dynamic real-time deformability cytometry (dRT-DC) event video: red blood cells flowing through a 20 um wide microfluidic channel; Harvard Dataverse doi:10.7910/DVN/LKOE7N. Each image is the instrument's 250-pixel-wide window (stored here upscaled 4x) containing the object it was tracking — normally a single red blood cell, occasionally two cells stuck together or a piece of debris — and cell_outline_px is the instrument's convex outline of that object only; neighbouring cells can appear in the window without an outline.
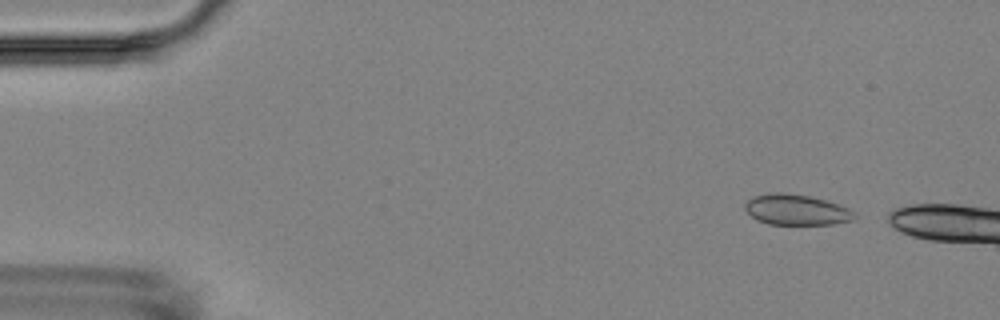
{"species": "Egyptian fruit bat (a non-hibernating species)", "species_latin": "Rousettus aegyptiacus", "temperature_condition": "room temperature", "stored_images_in_passage": 4, "camera_frame_rate_fps": 3000, "um_per_image_px": 0.085, "animal": {"sex": "female"}, "frame": {"image": 1, "passage_image": 1, "time_ms": 0.0, "image_size_px": [1000, 320], "cell_outline_px": [[856, 216], [852, 220], [832, 224], [768, 224], [756, 220], [744, 208], [744, 204], [752, 196], [772, 192], [784, 192], [808, 196], [824, 200], [848, 208]], "centroid_in_image_um": [67.63, 17.82], "position_along_channel_um": 17.4, "area_um2": 19.36}}